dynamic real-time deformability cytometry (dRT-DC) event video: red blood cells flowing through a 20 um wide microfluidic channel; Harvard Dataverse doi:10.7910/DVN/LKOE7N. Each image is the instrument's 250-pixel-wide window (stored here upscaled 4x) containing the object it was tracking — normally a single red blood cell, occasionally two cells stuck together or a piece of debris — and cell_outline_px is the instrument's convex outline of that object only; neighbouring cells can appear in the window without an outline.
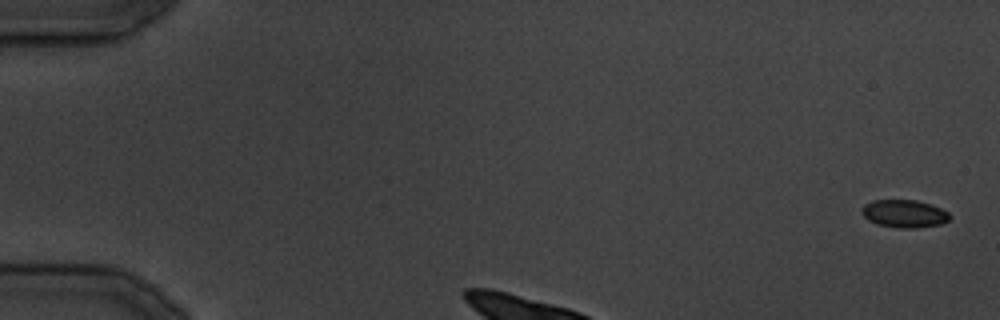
{"species": "common noctule bat (a hibernating species)", "species_latin": "Nyctalus noctula", "temperature_condition": "cold", "stored_images_in_passage": 6, "camera_frame_rate_fps": 3000, "um_per_image_px": 0.085, "animal": {"sex": "male", "body_mass_g": 19.5, "forearm_length_mm": 54.6}, "frame": {"image": 1, "passage_image": 1, "time_ms": 0.0, "image_size_px": [1000, 320], "cell_outline_px": [[952, 216], [948, 220], [940, 224], [916, 228], [896, 228], [876, 224], [868, 220], [860, 212], [860, 208], [864, 204], [872, 200], [916, 200], [932, 204], [948, 212]], "centroid_in_image_um": [76.83, 18.16], "position_along_channel_um": 8.2, "area_um2": 14.45}}